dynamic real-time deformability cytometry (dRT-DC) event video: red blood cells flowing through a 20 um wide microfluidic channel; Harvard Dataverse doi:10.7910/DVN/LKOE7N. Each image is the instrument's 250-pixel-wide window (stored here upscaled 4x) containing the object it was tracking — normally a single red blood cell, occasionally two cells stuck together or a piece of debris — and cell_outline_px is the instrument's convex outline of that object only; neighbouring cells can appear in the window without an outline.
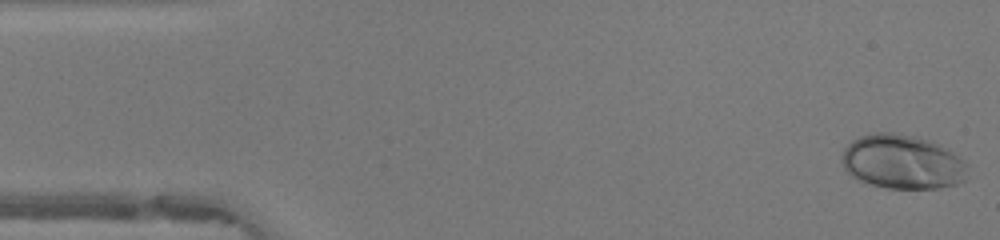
{"species": "human", "species_latin": "Homo sapiens", "temperature_condition": "warm", "stored_images_in_passage": 47, "camera_frame_rate_fps": 3000, "um_per_image_px": 0.085, "donor": {"sex": "female"}, "frame": {"image": 1, "passage_image": 1, "time_ms": 0.0, "image_size_px": [1000, 240], "cell_outline_px": [[968, 164], [964, 180], [956, 184], [940, 188], [888, 188], [856, 180], [844, 168], [840, 160], [840, 156], [844, 148], [852, 140], [860, 136], [876, 132], [892, 132], [916, 136], [928, 140], [952, 152], [964, 160]], "centroid_in_image_um": [76.66, 13.76], "position_along_channel_um": 8.3, "area_um2": 39.82}}
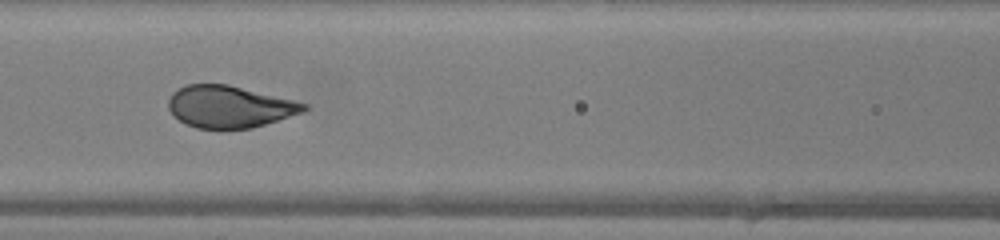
{"frame": {"image": 2, "passage_image": 20, "time_ms": 6.333, "image_size_px": [1000, 240], "cell_outline_px": [[308, 108], [304, 112], [252, 128], [196, 128], [180, 120], [168, 108], [168, 100], [172, 92], [188, 84], [228, 84], [308, 104]], "centroid_in_image_um": [19.51, 9.06], "position_along_channel_um": 147.1, "area_um2": 32.71}}
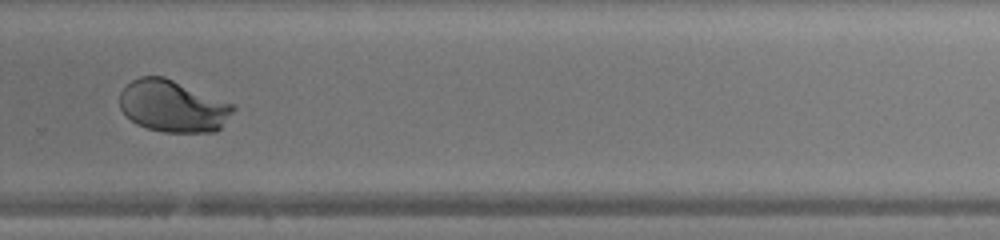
{"frame": {"image": 3, "passage_image": 32, "time_ms": 10.333, "image_size_px": [1000, 240], "cell_outline_px": [[236, 108], [220, 128], [216, 132], [164, 132], [148, 128], [136, 124], [120, 108], [120, 92], [132, 80], [140, 76], [164, 76], [236, 104]], "centroid_in_image_um": [14.73, 9.01], "position_along_channel_um": 315.1, "area_um2": 34.39}, "authors_computed_cell_mechanics": {"area_um2": 35.258, "velocity_mm_per_s": 4.2098, "shape_relaxation_time_tau1_ms": 2.5109, "shape_relaxation_time_tau2_ms": null, "deformation_change_tau1": 0.1877, "deformation_change_tau2": null}}